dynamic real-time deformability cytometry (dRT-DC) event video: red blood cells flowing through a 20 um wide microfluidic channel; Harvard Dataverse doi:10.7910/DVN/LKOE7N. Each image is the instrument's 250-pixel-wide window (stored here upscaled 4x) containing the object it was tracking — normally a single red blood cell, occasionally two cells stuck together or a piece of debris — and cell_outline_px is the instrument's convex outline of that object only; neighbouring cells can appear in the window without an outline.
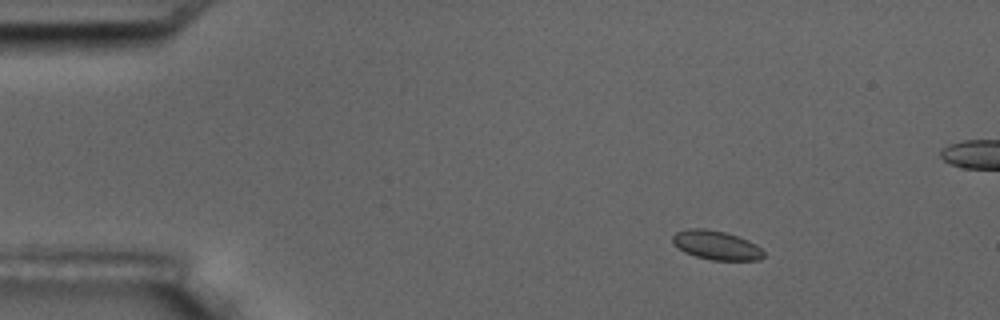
{"species": "common noctule bat (a hibernating species)", "species_latin": "Nyctalus noctula", "temperature_condition": "room temperature", "stored_images_in_passage": 5, "camera_frame_rate_fps": 3000, "um_per_image_px": 0.085, "animal": {"sex": "male", "body_mass_g": 17.5, "forearm_length_mm": 52.3}, "frame": {"image": 1, "passage_image": 2, "time_ms": 1.0, "image_size_px": [1000, 320], "cell_outline_px": [[764, 256], [760, 260], [712, 260], [696, 256], [684, 252], [672, 240], [672, 236], [676, 232], [688, 228], [704, 228], [724, 232], [748, 240], [756, 244], [764, 252]], "centroid_in_image_um": [60.9, 20.84], "position_along_channel_um": 24.1, "area_um2": 15.26}}